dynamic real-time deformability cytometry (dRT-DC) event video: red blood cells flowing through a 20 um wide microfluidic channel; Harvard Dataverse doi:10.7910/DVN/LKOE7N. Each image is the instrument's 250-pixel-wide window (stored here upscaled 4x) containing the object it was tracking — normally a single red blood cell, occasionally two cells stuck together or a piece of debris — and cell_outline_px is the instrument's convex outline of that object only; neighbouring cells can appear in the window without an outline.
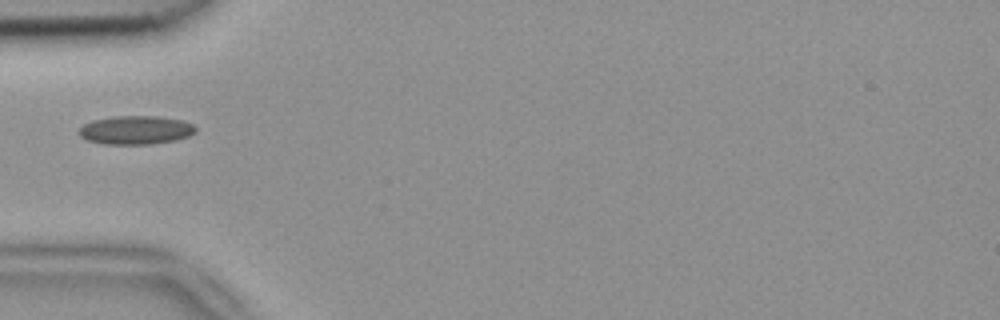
{"species": "common noctule bat (a hibernating species)", "species_latin": "Nyctalus noctula", "temperature_condition": "room temperature", "stored_images_in_passage": 2, "camera_frame_rate_fps": 3000, "um_per_image_px": 0.085, "animal": {"sex": "female", "body_mass_g": 18.4}, "frame": {"image": 1, "passage_image": 1, "time_ms": 0.0, "image_size_px": [1000, 320], "cell_outline_px": [[196, 132], [188, 136], [176, 140], [152, 144], [104, 144], [88, 140], [80, 136], [76, 132], [84, 124], [92, 120], [116, 116], [156, 116], [180, 120], [192, 124], [196, 128]], "centroid_in_image_um": [11.52, 11.06], "position_along_channel_um": 73.5, "area_um2": 19.42}}